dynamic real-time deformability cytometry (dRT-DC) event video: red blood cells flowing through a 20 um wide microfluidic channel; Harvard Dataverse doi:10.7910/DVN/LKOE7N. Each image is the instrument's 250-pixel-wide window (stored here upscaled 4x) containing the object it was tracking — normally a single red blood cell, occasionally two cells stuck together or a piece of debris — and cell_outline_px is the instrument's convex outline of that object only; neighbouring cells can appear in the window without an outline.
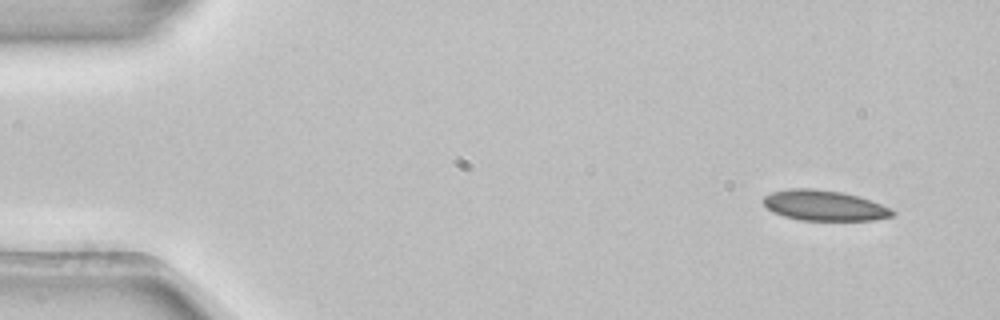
{"species": "common noctule bat (a hibernating species)", "species_latin": "Nyctalus noctula", "temperature_condition": "room temperature", "stored_images_in_passage": 5, "camera_frame_rate_fps": 3000, "um_per_image_px": 0.085, "animal": {"sex": "female", "body_mass_g": 22.7, "forearm_length_mm": 54.2}, "frame": {"image": 1, "passage_image": 1, "time_ms": 0.0, "image_size_px": [1000, 320], "cell_outline_px": [[896, 212], [892, 216], [872, 220], [800, 220], [784, 216], [768, 208], [760, 200], [764, 196], [772, 192], [788, 188], [812, 188], [840, 192], [856, 196], [892, 208]], "centroid_in_image_um": [70.03, 17.46], "position_along_channel_um": 15.0, "area_um2": 22.66}}
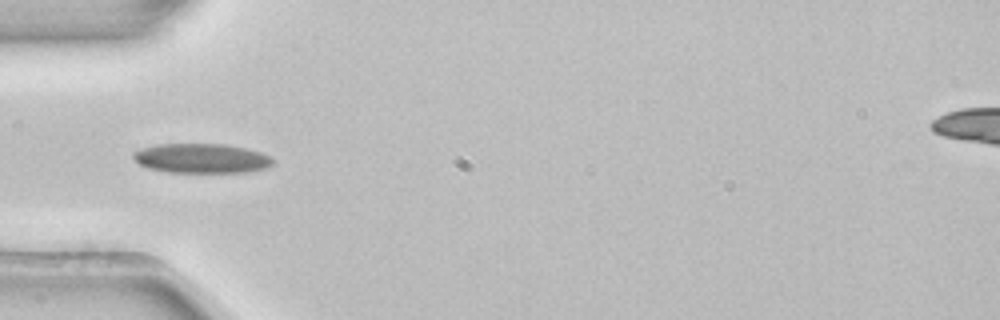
{"frame": {"image": 2, "passage_image": 4, "time_ms": 1.0, "image_size_px": [1000, 320], "cell_outline_px": [[276, 160], [272, 164], [264, 168], [248, 172], [168, 172], [148, 168], [140, 164], [132, 156], [132, 152], [156, 144], [224, 144], [244, 148], [260, 152], [272, 156]], "centroid_in_image_um": [17.15, 13.46], "position_along_channel_um": 67.9, "area_um2": 23.99}}